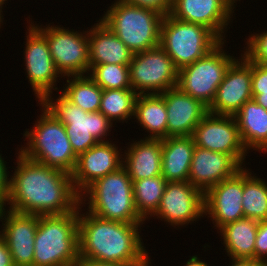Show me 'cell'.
Wrapping results in <instances>:
<instances>
[{
  "mask_svg": "<svg viewBox=\"0 0 267 266\" xmlns=\"http://www.w3.org/2000/svg\"><path fill=\"white\" fill-rule=\"evenodd\" d=\"M9 177V210L33 215L64 214L80 205L71 174L24 157L18 152Z\"/></svg>",
  "mask_w": 267,
  "mask_h": 266,
  "instance_id": "6da1fadb",
  "label": "cell"
},
{
  "mask_svg": "<svg viewBox=\"0 0 267 266\" xmlns=\"http://www.w3.org/2000/svg\"><path fill=\"white\" fill-rule=\"evenodd\" d=\"M79 205V258L123 266H150L151 259L140 236L144 223L103 219ZM82 214H81V212ZM150 264V265H149Z\"/></svg>",
  "mask_w": 267,
  "mask_h": 266,
  "instance_id": "7a4b0ae2",
  "label": "cell"
},
{
  "mask_svg": "<svg viewBox=\"0 0 267 266\" xmlns=\"http://www.w3.org/2000/svg\"><path fill=\"white\" fill-rule=\"evenodd\" d=\"M79 206L70 213L38 215L33 266H75L79 258Z\"/></svg>",
  "mask_w": 267,
  "mask_h": 266,
  "instance_id": "3957f363",
  "label": "cell"
},
{
  "mask_svg": "<svg viewBox=\"0 0 267 266\" xmlns=\"http://www.w3.org/2000/svg\"><path fill=\"white\" fill-rule=\"evenodd\" d=\"M42 112L33 129L23 134L27 143L19 150L24 157L69 174L75 169V155L63 125L40 102Z\"/></svg>",
  "mask_w": 267,
  "mask_h": 266,
  "instance_id": "277c9868",
  "label": "cell"
},
{
  "mask_svg": "<svg viewBox=\"0 0 267 266\" xmlns=\"http://www.w3.org/2000/svg\"><path fill=\"white\" fill-rule=\"evenodd\" d=\"M84 203L87 212L103 219L144 223L135 207L133 182L123 166L92 183L80 195V204L86 207Z\"/></svg>",
  "mask_w": 267,
  "mask_h": 266,
  "instance_id": "5b68a950",
  "label": "cell"
},
{
  "mask_svg": "<svg viewBox=\"0 0 267 266\" xmlns=\"http://www.w3.org/2000/svg\"><path fill=\"white\" fill-rule=\"evenodd\" d=\"M114 2L100 20L133 54L159 46L164 15L154 9Z\"/></svg>",
  "mask_w": 267,
  "mask_h": 266,
  "instance_id": "8992f818",
  "label": "cell"
},
{
  "mask_svg": "<svg viewBox=\"0 0 267 266\" xmlns=\"http://www.w3.org/2000/svg\"><path fill=\"white\" fill-rule=\"evenodd\" d=\"M52 99L51 93L40 103L65 125L66 134L77 157L98 142L109 141L106 137L110 135L113 123L104 114L99 111L87 113L61 93L57 99Z\"/></svg>",
  "mask_w": 267,
  "mask_h": 266,
  "instance_id": "52a82bcc",
  "label": "cell"
},
{
  "mask_svg": "<svg viewBox=\"0 0 267 266\" xmlns=\"http://www.w3.org/2000/svg\"><path fill=\"white\" fill-rule=\"evenodd\" d=\"M221 40L207 27L163 17L159 45L178 69L194 63L214 49Z\"/></svg>",
  "mask_w": 267,
  "mask_h": 266,
  "instance_id": "ba28073f",
  "label": "cell"
},
{
  "mask_svg": "<svg viewBox=\"0 0 267 266\" xmlns=\"http://www.w3.org/2000/svg\"><path fill=\"white\" fill-rule=\"evenodd\" d=\"M221 41L204 57L179 69L176 87L209 107L230 65L238 57L227 55Z\"/></svg>",
  "mask_w": 267,
  "mask_h": 266,
  "instance_id": "9c48e42d",
  "label": "cell"
},
{
  "mask_svg": "<svg viewBox=\"0 0 267 266\" xmlns=\"http://www.w3.org/2000/svg\"><path fill=\"white\" fill-rule=\"evenodd\" d=\"M47 39L51 57L61 78L86 75L90 71L88 31L69 30L50 23L37 25L32 23ZM58 26V27H57Z\"/></svg>",
  "mask_w": 267,
  "mask_h": 266,
  "instance_id": "30bf717a",
  "label": "cell"
},
{
  "mask_svg": "<svg viewBox=\"0 0 267 266\" xmlns=\"http://www.w3.org/2000/svg\"><path fill=\"white\" fill-rule=\"evenodd\" d=\"M128 66L131 87L138 95L162 94L177 85L179 69L160 45L134 53Z\"/></svg>",
  "mask_w": 267,
  "mask_h": 266,
  "instance_id": "8fae6325",
  "label": "cell"
},
{
  "mask_svg": "<svg viewBox=\"0 0 267 266\" xmlns=\"http://www.w3.org/2000/svg\"><path fill=\"white\" fill-rule=\"evenodd\" d=\"M29 22L26 32V47L24 51V62L26 77L35 93L38 103L41 102L48 94L59 89L57 83L60 73L56 70L51 57L50 48L46 37Z\"/></svg>",
  "mask_w": 267,
  "mask_h": 266,
  "instance_id": "7c38bea8",
  "label": "cell"
},
{
  "mask_svg": "<svg viewBox=\"0 0 267 266\" xmlns=\"http://www.w3.org/2000/svg\"><path fill=\"white\" fill-rule=\"evenodd\" d=\"M154 216L174 228L194 223L205 216L204 193L189 181L167 182Z\"/></svg>",
  "mask_w": 267,
  "mask_h": 266,
  "instance_id": "4fadbf2b",
  "label": "cell"
},
{
  "mask_svg": "<svg viewBox=\"0 0 267 266\" xmlns=\"http://www.w3.org/2000/svg\"><path fill=\"white\" fill-rule=\"evenodd\" d=\"M195 146L233 156L242 166L248 151L239 134L235 117L207 113L191 135Z\"/></svg>",
  "mask_w": 267,
  "mask_h": 266,
  "instance_id": "5bb4252c",
  "label": "cell"
},
{
  "mask_svg": "<svg viewBox=\"0 0 267 266\" xmlns=\"http://www.w3.org/2000/svg\"><path fill=\"white\" fill-rule=\"evenodd\" d=\"M240 56L230 65L217 88L215 98L208 107L209 113L234 116L245 102L253 99L252 61L244 53Z\"/></svg>",
  "mask_w": 267,
  "mask_h": 266,
  "instance_id": "9a60e30c",
  "label": "cell"
},
{
  "mask_svg": "<svg viewBox=\"0 0 267 266\" xmlns=\"http://www.w3.org/2000/svg\"><path fill=\"white\" fill-rule=\"evenodd\" d=\"M235 6L232 0H172L169 15L185 22L203 25L221 41H226V28L233 21L231 17L233 18Z\"/></svg>",
  "mask_w": 267,
  "mask_h": 266,
  "instance_id": "2e32d148",
  "label": "cell"
},
{
  "mask_svg": "<svg viewBox=\"0 0 267 266\" xmlns=\"http://www.w3.org/2000/svg\"><path fill=\"white\" fill-rule=\"evenodd\" d=\"M0 230L11 254L14 266H33L34 239L38 215L18 213L0 208Z\"/></svg>",
  "mask_w": 267,
  "mask_h": 266,
  "instance_id": "e0dca14e",
  "label": "cell"
},
{
  "mask_svg": "<svg viewBox=\"0 0 267 266\" xmlns=\"http://www.w3.org/2000/svg\"><path fill=\"white\" fill-rule=\"evenodd\" d=\"M112 141L98 142L77 157L72 172L75 190L81 195L92 183L122 167L123 151Z\"/></svg>",
  "mask_w": 267,
  "mask_h": 266,
  "instance_id": "ac0fdd59",
  "label": "cell"
},
{
  "mask_svg": "<svg viewBox=\"0 0 267 266\" xmlns=\"http://www.w3.org/2000/svg\"><path fill=\"white\" fill-rule=\"evenodd\" d=\"M243 169L222 180L204 194L205 216L211 218L217 233L224 225L244 218L242 208Z\"/></svg>",
  "mask_w": 267,
  "mask_h": 266,
  "instance_id": "d6986e66",
  "label": "cell"
},
{
  "mask_svg": "<svg viewBox=\"0 0 267 266\" xmlns=\"http://www.w3.org/2000/svg\"><path fill=\"white\" fill-rule=\"evenodd\" d=\"M243 168L229 154L195 146L188 181L205 194L211 187L235 176Z\"/></svg>",
  "mask_w": 267,
  "mask_h": 266,
  "instance_id": "ffe728a7",
  "label": "cell"
},
{
  "mask_svg": "<svg viewBox=\"0 0 267 266\" xmlns=\"http://www.w3.org/2000/svg\"><path fill=\"white\" fill-rule=\"evenodd\" d=\"M167 112V137L191 136L208 113L200 100L173 87L162 93Z\"/></svg>",
  "mask_w": 267,
  "mask_h": 266,
  "instance_id": "44dd1931",
  "label": "cell"
},
{
  "mask_svg": "<svg viewBox=\"0 0 267 266\" xmlns=\"http://www.w3.org/2000/svg\"><path fill=\"white\" fill-rule=\"evenodd\" d=\"M126 149L122 166L132 182L162 174V139L143 138Z\"/></svg>",
  "mask_w": 267,
  "mask_h": 266,
  "instance_id": "7402d4cb",
  "label": "cell"
},
{
  "mask_svg": "<svg viewBox=\"0 0 267 266\" xmlns=\"http://www.w3.org/2000/svg\"><path fill=\"white\" fill-rule=\"evenodd\" d=\"M88 29L90 65H129L133 53L99 19Z\"/></svg>",
  "mask_w": 267,
  "mask_h": 266,
  "instance_id": "603a6c76",
  "label": "cell"
},
{
  "mask_svg": "<svg viewBox=\"0 0 267 266\" xmlns=\"http://www.w3.org/2000/svg\"><path fill=\"white\" fill-rule=\"evenodd\" d=\"M195 144L192 136L162 139V176L167 182L188 181Z\"/></svg>",
  "mask_w": 267,
  "mask_h": 266,
  "instance_id": "cb8c5ba5",
  "label": "cell"
},
{
  "mask_svg": "<svg viewBox=\"0 0 267 266\" xmlns=\"http://www.w3.org/2000/svg\"><path fill=\"white\" fill-rule=\"evenodd\" d=\"M234 117L245 149L267 152V109L252 99Z\"/></svg>",
  "mask_w": 267,
  "mask_h": 266,
  "instance_id": "d4e9b609",
  "label": "cell"
},
{
  "mask_svg": "<svg viewBox=\"0 0 267 266\" xmlns=\"http://www.w3.org/2000/svg\"><path fill=\"white\" fill-rule=\"evenodd\" d=\"M224 250L230 259H253L258 221L242 218L219 229Z\"/></svg>",
  "mask_w": 267,
  "mask_h": 266,
  "instance_id": "484cf974",
  "label": "cell"
},
{
  "mask_svg": "<svg viewBox=\"0 0 267 266\" xmlns=\"http://www.w3.org/2000/svg\"><path fill=\"white\" fill-rule=\"evenodd\" d=\"M151 139L167 138V112L162 94H140L135 101L134 117Z\"/></svg>",
  "mask_w": 267,
  "mask_h": 266,
  "instance_id": "4316f807",
  "label": "cell"
},
{
  "mask_svg": "<svg viewBox=\"0 0 267 266\" xmlns=\"http://www.w3.org/2000/svg\"><path fill=\"white\" fill-rule=\"evenodd\" d=\"M66 78L68 79L65 87L59 90L61 94L87 113L99 111L103 89L88 74L66 76Z\"/></svg>",
  "mask_w": 267,
  "mask_h": 266,
  "instance_id": "83f0119b",
  "label": "cell"
},
{
  "mask_svg": "<svg viewBox=\"0 0 267 266\" xmlns=\"http://www.w3.org/2000/svg\"><path fill=\"white\" fill-rule=\"evenodd\" d=\"M243 168L242 208L244 218L267 220V182ZM253 175V176H252Z\"/></svg>",
  "mask_w": 267,
  "mask_h": 266,
  "instance_id": "f1b7e54d",
  "label": "cell"
},
{
  "mask_svg": "<svg viewBox=\"0 0 267 266\" xmlns=\"http://www.w3.org/2000/svg\"><path fill=\"white\" fill-rule=\"evenodd\" d=\"M167 181L162 175L133 182L134 203L139 216L145 221L156 213ZM150 217V218H149Z\"/></svg>",
  "mask_w": 267,
  "mask_h": 266,
  "instance_id": "f546056e",
  "label": "cell"
},
{
  "mask_svg": "<svg viewBox=\"0 0 267 266\" xmlns=\"http://www.w3.org/2000/svg\"><path fill=\"white\" fill-rule=\"evenodd\" d=\"M137 95L132 88L103 90L99 112L112 123L114 121L124 123L134 117Z\"/></svg>",
  "mask_w": 267,
  "mask_h": 266,
  "instance_id": "4dcf8cb0",
  "label": "cell"
},
{
  "mask_svg": "<svg viewBox=\"0 0 267 266\" xmlns=\"http://www.w3.org/2000/svg\"><path fill=\"white\" fill-rule=\"evenodd\" d=\"M88 76L103 90L132 88L128 65H90Z\"/></svg>",
  "mask_w": 267,
  "mask_h": 266,
  "instance_id": "1f68e13d",
  "label": "cell"
},
{
  "mask_svg": "<svg viewBox=\"0 0 267 266\" xmlns=\"http://www.w3.org/2000/svg\"><path fill=\"white\" fill-rule=\"evenodd\" d=\"M243 53L254 62L267 66V31L248 36Z\"/></svg>",
  "mask_w": 267,
  "mask_h": 266,
  "instance_id": "d6a6232c",
  "label": "cell"
},
{
  "mask_svg": "<svg viewBox=\"0 0 267 266\" xmlns=\"http://www.w3.org/2000/svg\"><path fill=\"white\" fill-rule=\"evenodd\" d=\"M252 98L267 92V66L252 61Z\"/></svg>",
  "mask_w": 267,
  "mask_h": 266,
  "instance_id": "836d02e7",
  "label": "cell"
},
{
  "mask_svg": "<svg viewBox=\"0 0 267 266\" xmlns=\"http://www.w3.org/2000/svg\"><path fill=\"white\" fill-rule=\"evenodd\" d=\"M254 260L267 263V220L258 221Z\"/></svg>",
  "mask_w": 267,
  "mask_h": 266,
  "instance_id": "e575fe53",
  "label": "cell"
},
{
  "mask_svg": "<svg viewBox=\"0 0 267 266\" xmlns=\"http://www.w3.org/2000/svg\"><path fill=\"white\" fill-rule=\"evenodd\" d=\"M144 8H150L158 11L162 15L169 14L172 0H118Z\"/></svg>",
  "mask_w": 267,
  "mask_h": 266,
  "instance_id": "d590c367",
  "label": "cell"
},
{
  "mask_svg": "<svg viewBox=\"0 0 267 266\" xmlns=\"http://www.w3.org/2000/svg\"><path fill=\"white\" fill-rule=\"evenodd\" d=\"M6 161L2 158V154H0V208L6 206V202L8 199V192H9V171L6 167Z\"/></svg>",
  "mask_w": 267,
  "mask_h": 266,
  "instance_id": "8d00e7d4",
  "label": "cell"
},
{
  "mask_svg": "<svg viewBox=\"0 0 267 266\" xmlns=\"http://www.w3.org/2000/svg\"><path fill=\"white\" fill-rule=\"evenodd\" d=\"M0 266H14L7 244L0 233Z\"/></svg>",
  "mask_w": 267,
  "mask_h": 266,
  "instance_id": "74e56055",
  "label": "cell"
},
{
  "mask_svg": "<svg viewBox=\"0 0 267 266\" xmlns=\"http://www.w3.org/2000/svg\"><path fill=\"white\" fill-rule=\"evenodd\" d=\"M231 261L230 266H267V263L253 259H231Z\"/></svg>",
  "mask_w": 267,
  "mask_h": 266,
  "instance_id": "f35d334b",
  "label": "cell"
},
{
  "mask_svg": "<svg viewBox=\"0 0 267 266\" xmlns=\"http://www.w3.org/2000/svg\"><path fill=\"white\" fill-rule=\"evenodd\" d=\"M75 266H123V265L111 263V262H101V261L80 259Z\"/></svg>",
  "mask_w": 267,
  "mask_h": 266,
  "instance_id": "ab89813d",
  "label": "cell"
},
{
  "mask_svg": "<svg viewBox=\"0 0 267 266\" xmlns=\"http://www.w3.org/2000/svg\"><path fill=\"white\" fill-rule=\"evenodd\" d=\"M200 258H198V255H194L190 257V259L186 262L184 266H209L204 260L200 261Z\"/></svg>",
  "mask_w": 267,
  "mask_h": 266,
  "instance_id": "60d3db41",
  "label": "cell"
},
{
  "mask_svg": "<svg viewBox=\"0 0 267 266\" xmlns=\"http://www.w3.org/2000/svg\"><path fill=\"white\" fill-rule=\"evenodd\" d=\"M254 100L261 105L263 108L267 109V92L258 94Z\"/></svg>",
  "mask_w": 267,
  "mask_h": 266,
  "instance_id": "b9f144b4",
  "label": "cell"
},
{
  "mask_svg": "<svg viewBox=\"0 0 267 266\" xmlns=\"http://www.w3.org/2000/svg\"><path fill=\"white\" fill-rule=\"evenodd\" d=\"M2 14H3V11H2V8L0 7V28H1V26H2L1 24H2L3 21H4V20H3V19H4V18H3L4 16H3Z\"/></svg>",
  "mask_w": 267,
  "mask_h": 266,
  "instance_id": "7bdbcfd3",
  "label": "cell"
},
{
  "mask_svg": "<svg viewBox=\"0 0 267 266\" xmlns=\"http://www.w3.org/2000/svg\"><path fill=\"white\" fill-rule=\"evenodd\" d=\"M8 0H0V7L3 9V5L6 3Z\"/></svg>",
  "mask_w": 267,
  "mask_h": 266,
  "instance_id": "ee69618b",
  "label": "cell"
}]
</instances>
